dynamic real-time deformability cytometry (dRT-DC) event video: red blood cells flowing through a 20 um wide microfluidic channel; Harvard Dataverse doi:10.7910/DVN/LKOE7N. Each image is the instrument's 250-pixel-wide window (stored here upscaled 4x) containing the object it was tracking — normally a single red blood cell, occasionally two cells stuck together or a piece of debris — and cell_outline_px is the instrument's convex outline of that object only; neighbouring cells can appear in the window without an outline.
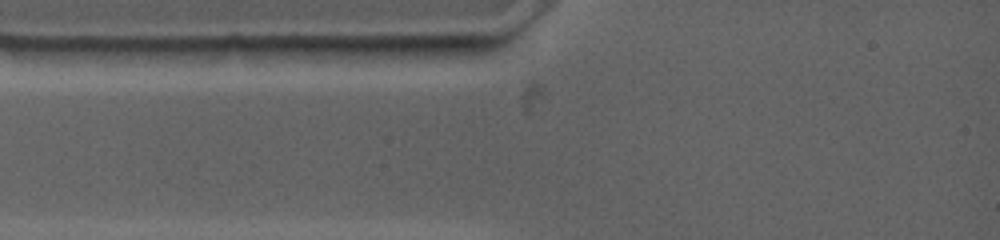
{"species": "common noctule bat (a hibernating species)", "species_latin": "Nyctalus noctula", "temperature_condition": "warm", "stored_images_in_passage": 2, "camera_frame_rate_fps": 4500, "um_per_image_px": 0.085, "animal": {"sex": "female", "body_mass_g": 19.0, "forearm_length_mm": 53.3}, "frame": {"image": 1, "passage_image": 1, "time_ms": 0.0, "image_size_px": [1000, 240], "cell_outline_px": [[492, 44], [484, 60], [400, 60], [376, 56], [360, 48], [408, 44]], "centroid_in_image_um": [36.71, 4.4], "position_along_channel_um": 48.3, "area_um2": 12.83}}